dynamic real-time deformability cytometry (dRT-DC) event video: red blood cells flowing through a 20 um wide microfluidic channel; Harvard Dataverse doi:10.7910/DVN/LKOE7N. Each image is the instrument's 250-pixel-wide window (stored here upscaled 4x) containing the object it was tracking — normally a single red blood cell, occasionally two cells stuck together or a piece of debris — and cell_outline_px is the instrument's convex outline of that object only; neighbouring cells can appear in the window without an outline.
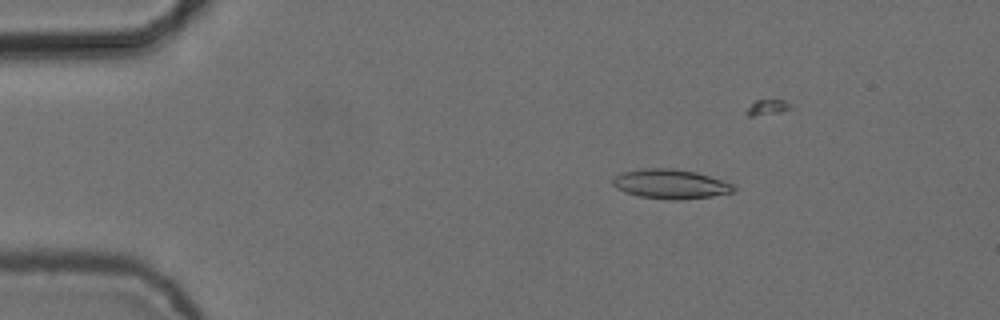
{"species": "common noctule bat (a hibernating species)", "species_latin": "Nyctalus noctula", "temperature_condition": "cold", "stored_images_in_passage": 3, "camera_frame_rate_fps": 3000, "um_per_image_px": 0.085, "animal": {"sex": "female", "body_mass_g": 24.6, "forearm_length_mm": 56.2}, "frame": {"image": 1, "passage_image": 1, "time_ms": 0.0, "image_size_px": [1000, 320], "cell_outline_px": [[736, 188], [732, 192], [712, 196], [680, 200], [668, 200], [640, 196], [624, 192], [616, 188], [612, 184], [612, 180], [616, 176], [624, 172], [644, 168], [672, 168], [696, 172], [732, 184]], "centroid_in_image_um": [56.97, 15.65], "position_along_channel_um": 28.0, "area_um2": 20.58}}